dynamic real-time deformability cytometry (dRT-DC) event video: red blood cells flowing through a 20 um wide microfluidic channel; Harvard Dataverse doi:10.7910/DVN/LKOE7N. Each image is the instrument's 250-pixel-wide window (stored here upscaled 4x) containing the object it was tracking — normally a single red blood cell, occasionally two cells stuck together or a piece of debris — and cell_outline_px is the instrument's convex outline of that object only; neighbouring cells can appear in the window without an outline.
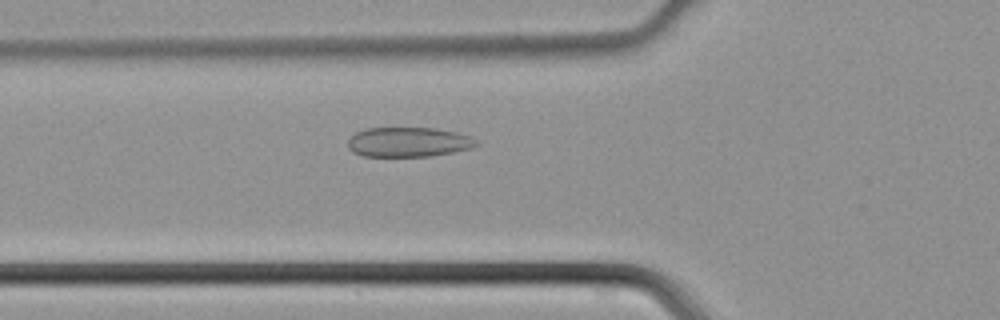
{"species": "common noctule bat (a hibernating species)", "species_latin": "Nyctalus noctula", "temperature_condition": "cold", "stored_images_in_passage": 42, "camera_frame_rate_fps": 3000, "um_per_image_px": 0.085, "animal": {"sex": "male", "body_mass_g": 21.5, "forearm_length_mm": 52.0}, "frame": {"image": 1, "passage_image": 15, "time_ms": 4.667, "image_size_px": [1000, 320], "cell_outline_px": [[480, 144], [472, 148], [432, 156], [364, 156], [352, 152], [348, 148], [348, 140], [356, 132], [364, 128], [436, 128], [456, 132], [472, 136]], "centroid_in_image_um": [34.73, 12.07], "position_along_channel_um": 91.1, "area_um2": 22.37}}
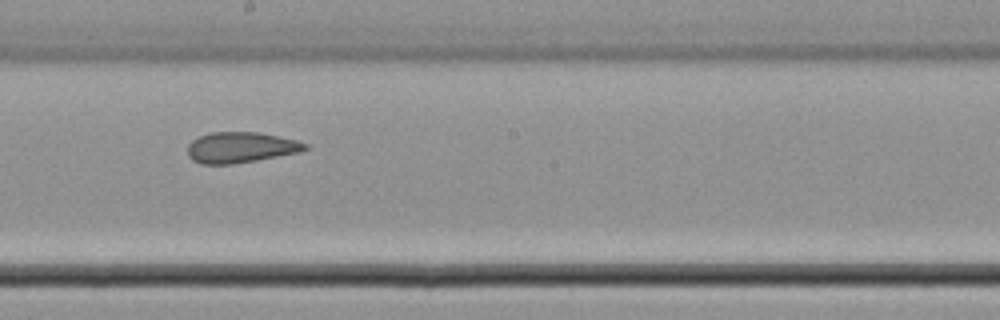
{"frame": {"image": 2, "passage_image": 24, "time_ms": 7.667, "image_size_px": [1000, 320], "cell_outline_px": [[308, 148], [300, 152], [256, 160], [232, 164], [200, 164], [192, 160], [188, 156], [188, 144], [192, 140], [208, 132], [260, 132], [296, 140], [308, 144]], "centroid_in_image_um": [20.44, 12.53], "position_along_channel_um": 227.8, "area_um2": 21.1}}
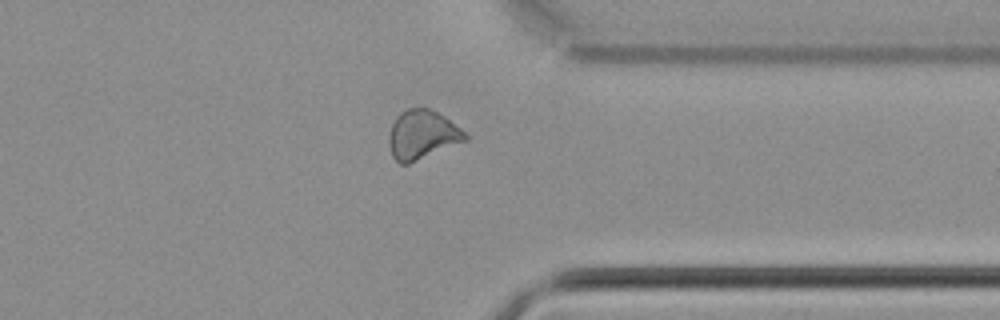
{"frame": {"image": 3, "passage_image": 34, "time_ms": 11.0, "image_size_px": [1000, 320], "cell_outline_px": [[468, 140], [408, 164], [400, 164], [392, 156], [388, 140], [388, 136], [392, 124], [396, 116], [400, 112], [408, 108], [428, 108], [444, 116], [460, 128], [468, 136]], "centroid_in_image_um": [35.87, 11.46], "position_along_channel_um": 375.5, "area_um2": 21.73}}